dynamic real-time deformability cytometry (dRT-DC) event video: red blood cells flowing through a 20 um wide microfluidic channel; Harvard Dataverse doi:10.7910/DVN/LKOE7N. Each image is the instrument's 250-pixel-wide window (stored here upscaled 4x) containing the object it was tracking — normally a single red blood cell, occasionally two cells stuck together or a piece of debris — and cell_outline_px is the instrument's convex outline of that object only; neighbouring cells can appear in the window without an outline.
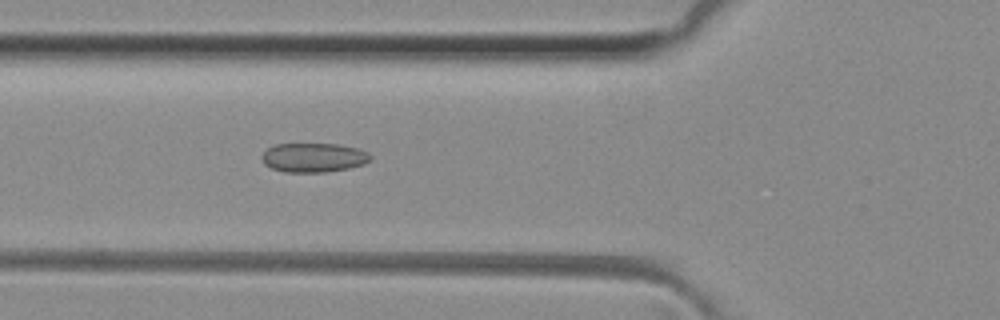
{"species": "common noctule bat (a hibernating species)", "species_latin": "Nyctalus noctula", "temperature_condition": "room temperature", "stored_images_in_passage": 39, "camera_frame_rate_fps": 3000, "um_per_image_px": 0.085, "animal": {"sex": "female", "body_mass_g": 29.2, "forearm_length_mm": 56.3}, "frame": {"image": 1, "passage_image": 6, "time_ms": 1.667, "image_size_px": [1000, 320], "cell_outline_px": [[372, 160], [364, 164], [348, 168], [324, 172], [284, 172], [272, 168], [264, 164], [260, 156], [268, 148], [276, 144], [340, 144], [360, 148], [368, 152], [372, 156]], "centroid_in_image_um": [26.69, 13.39], "position_along_channel_um": 99.1, "area_um2": 18.67}}
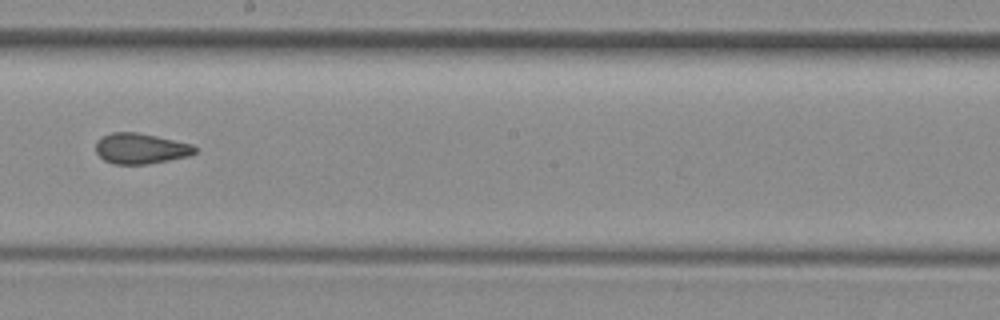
{"frame": {"image": 2, "passage_image": 16, "time_ms": 5.0, "image_size_px": [1000, 320], "cell_outline_px": [[196, 152], [188, 156], [148, 164], [112, 164], [104, 160], [96, 152], [96, 144], [104, 136], [112, 132], [136, 132], [156, 136], [192, 144], [196, 148]], "centroid_in_image_um": [11.96, 12.63], "position_along_channel_um": 236.2, "area_um2": 17.46}}
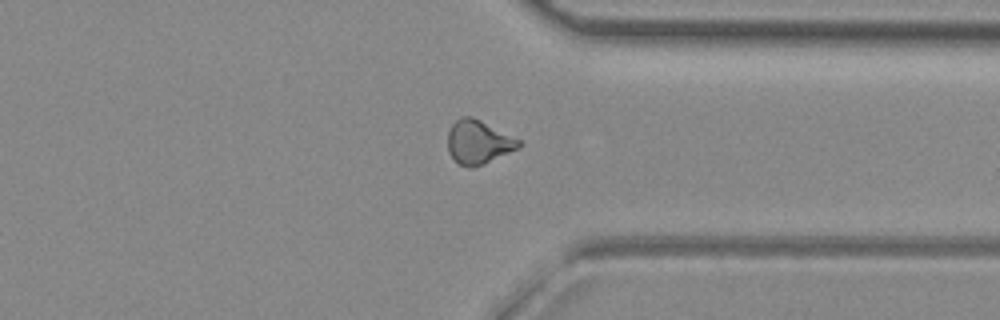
{"frame": {"image": 3, "passage_image": 26, "time_ms": 8.333, "image_size_px": [1000, 320], "cell_outline_px": [[524, 144], [520, 148], [484, 164], [472, 168], [468, 168], [460, 164], [448, 152], [448, 132], [452, 124], [460, 116], [472, 116], [520, 140]], "centroid_in_image_um": [40.68, 12.08], "position_along_channel_um": 370.7, "area_um2": 18.15}}